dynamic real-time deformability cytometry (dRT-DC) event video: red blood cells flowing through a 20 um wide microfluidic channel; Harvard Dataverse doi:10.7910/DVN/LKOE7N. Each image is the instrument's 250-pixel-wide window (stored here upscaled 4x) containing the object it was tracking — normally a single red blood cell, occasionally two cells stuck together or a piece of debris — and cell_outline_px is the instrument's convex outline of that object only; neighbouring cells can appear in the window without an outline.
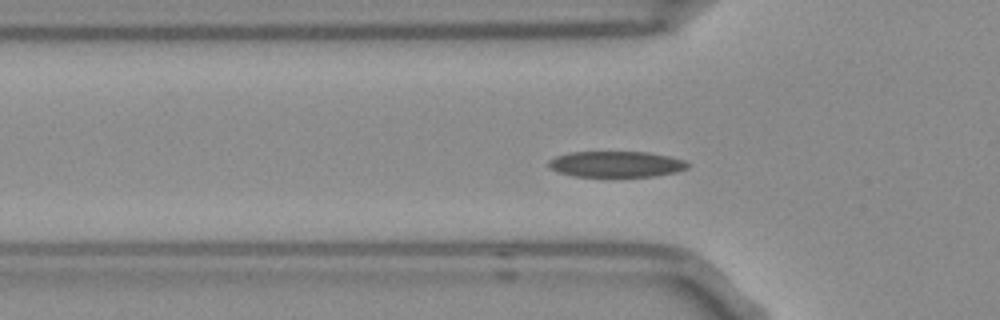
{"species": "Egyptian fruit bat (a non-hibernating species)", "species_latin": "Rousettus aegyptiacus", "temperature_condition": "room temperature", "stored_images_in_passage": 45, "camera_frame_rate_fps": 3000, "um_per_image_px": 0.085, "frame": {"image": 1, "passage_image": 7, "time_ms": 2.0, "image_size_px": [1000, 320], "cell_outline_px": [[688, 168], [676, 172], [656, 176], [572, 176], [556, 172], [548, 168], [548, 160], [556, 156], [568, 152], [648, 152], [668, 156], [684, 160], [688, 164]], "centroid_in_image_um": [52.32, 13.95], "position_along_channel_um": 73.5, "area_um2": 21.1}}
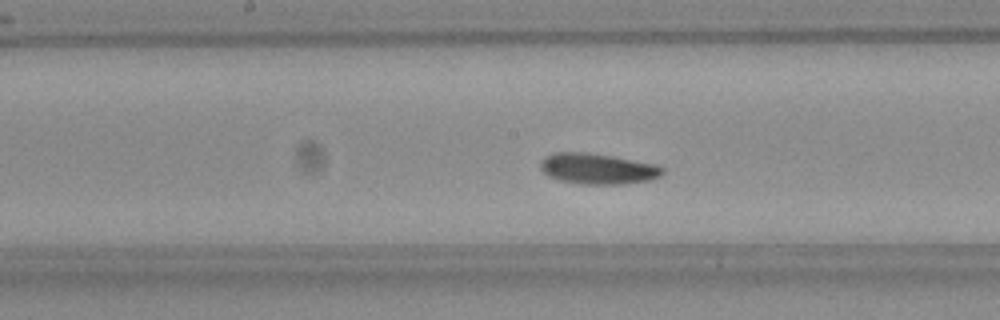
{"frame": {"image": 2, "passage_image": 17, "time_ms": 5.333, "image_size_px": [1000, 320], "cell_outline_px": [[664, 172], [660, 176], [648, 180], [620, 184], [580, 184], [560, 180], [548, 176], [540, 168], [540, 160], [544, 156], [552, 152], [584, 152], [612, 156], [656, 164], [664, 168]], "centroid_in_image_um": [50.76, 14.33], "position_along_channel_um": 197.4, "area_um2": 21.91}}
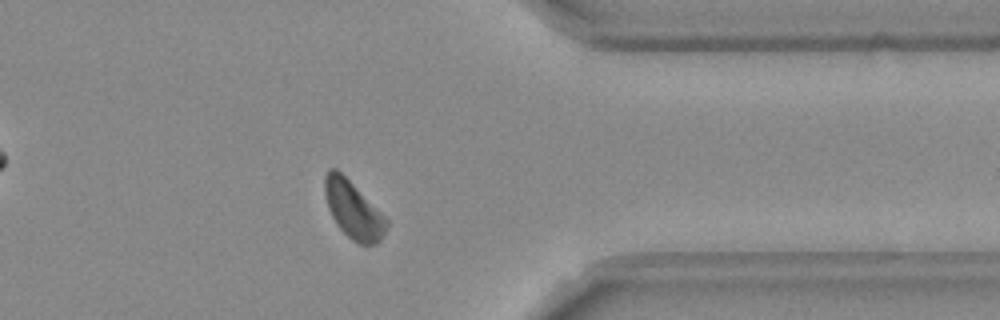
{"frame": {"image": 3, "passage_image": 33, "time_ms": 10.667, "image_size_px": [1000, 320], "cell_outline_px": [[388, 224], [380, 240], [376, 244], [356, 244], [336, 224], [328, 208], [324, 192], [324, 176], [328, 168], [336, 168], [388, 220]], "centroid_in_image_um": [29.99, 17.84], "position_along_channel_um": 381.4, "area_um2": 20.17}, "authors_computed_cell_mechanics": {"area_um2": 20.808, "velocity_mm_per_s": 3.6991, "shape_relaxation_time_tau1_ms": 2.5916, "shape_relaxation_time_tau2_ms": 3.773, "deformation_change_tau1": 0.103, "deformation_change_tau2": 0.0949}}